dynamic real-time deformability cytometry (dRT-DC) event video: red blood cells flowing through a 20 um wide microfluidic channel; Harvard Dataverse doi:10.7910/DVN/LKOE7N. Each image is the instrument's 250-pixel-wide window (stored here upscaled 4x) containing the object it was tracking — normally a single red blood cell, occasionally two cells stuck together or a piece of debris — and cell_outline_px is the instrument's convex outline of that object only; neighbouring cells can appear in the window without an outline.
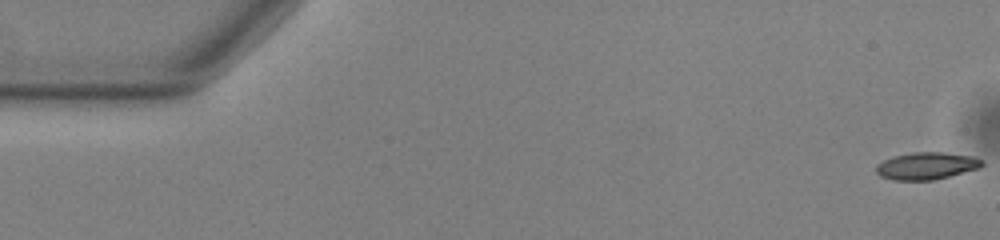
{"species": "common noctule bat (a hibernating species)", "species_latin": "Nyctalus noctula", "temperature_condition": "warm", "stored_images_in_passage": 54, "camera_frame_rate_fps": 3000, "um_per_image_px": 0.085, "animal": {"sex": "male", "body_mass_g": 13.0, "forearm_length_mm": 53.1}, "frame": {"image": 1, "passage_image": 1, "time_ms": 0.0, "image_size_px": [1000, 240], "cell_outline_px": [[984, 164], [980, 168], [932, 180], [892, 180], [880, 176], [876, 172], [876, 164], [892, 156], [912, 152], [944, 152], [972, 156], [984, 160]], "centroid_in_image_um": [78.75, 14.09], "position_along_channel_um": 6.3, "area_um2": 16.88}}
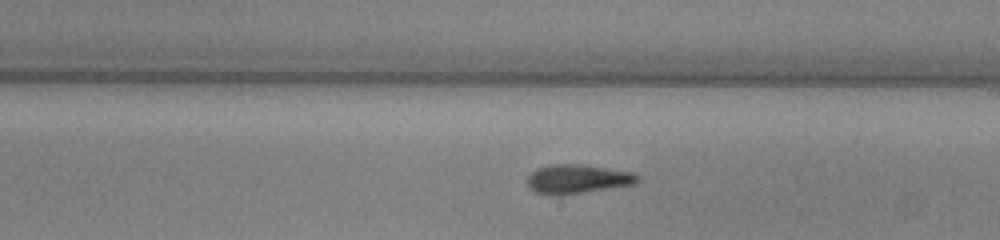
{"frame": {"image": 2, "passage_image": 31, "time_ms": 10.0, "image_size_px": [1000, 240], "cell_outline_px": [[640, 180], [636, 184], [556, 196], [536, 192], [528, 184], [528, 176], [536, 168], [556, 164], [580, 164], [632, 172], [640, 176]], "centroid_in_image_um": [49.12, 15.21], "position_along_channel_um": 239.9, "area_um2": 18.44}}
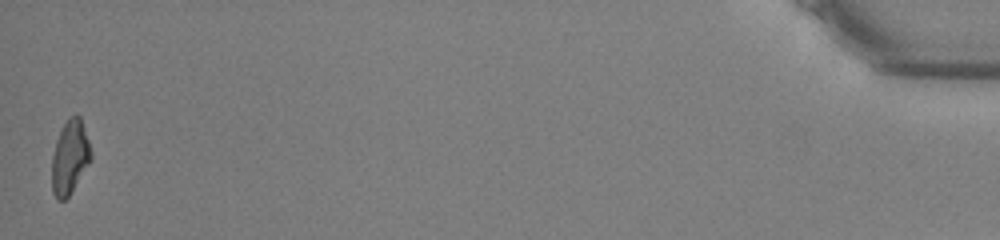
{"frame": {"image": 3, "passage_image": 54, "time_ms": 17.667, "image_size_px": [1000, 240], "cell_outline_px": [[92, 160], [68, 196], [64, 200], [56, 200], [52, 192], [52, 156], [56, 140], [68, 116], [76, 112], [80, 116], [92, 152]], "centroid_in_image_um": [5.94, 13.34], "position_along_channel_um": 429.3, "area_um2": 16.94}, "authors_computed_cell_mechanics": {"area_um2": 17.7735, "velocity_mm_per_s": 3.804, "shape_relaxation_time_tau1_ms": 6.5689, "shape_relaxation_time_tau2_ms": 7.7687, "deformation_change_tau1": 0.2012, "deformation_change_tau2": 0.1599}}